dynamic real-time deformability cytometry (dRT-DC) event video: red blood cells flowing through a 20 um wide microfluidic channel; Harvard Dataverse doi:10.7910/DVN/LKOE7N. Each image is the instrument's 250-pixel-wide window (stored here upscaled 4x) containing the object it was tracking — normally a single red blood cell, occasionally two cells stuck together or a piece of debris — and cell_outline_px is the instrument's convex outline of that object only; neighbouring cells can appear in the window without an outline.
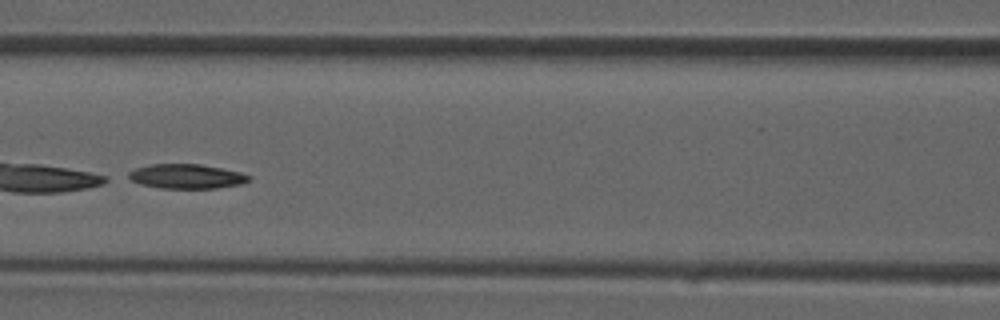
{"species": "common noctule bat (a hibernating species)", "species_latin": "Nyctalus noctula", "temperature_condition": "room temperature", "stored_images_in_passage": 28, "camera_frame_rate_fps": 3000, "um_per_image_px": 0.085, "animal": {"sex": "male", "forearm_length_mm": 52.5}, "frame": {"image": 1, "passage_image": 9, "time_ms": 2.667, "image_size_px": [1000, 320], "cell_outline_px": [[252, 176], [248, 180], [240, 184], [216, 188], [160, 188], [140, 184], [124, 176], [128, 172], [136, 168], [152, 164], [200, 164], [240, 172]], "centroid_in_image_um": [15.81, 14.99], "position_along_channel_um": 150.8, "area_um2": 17.11}}